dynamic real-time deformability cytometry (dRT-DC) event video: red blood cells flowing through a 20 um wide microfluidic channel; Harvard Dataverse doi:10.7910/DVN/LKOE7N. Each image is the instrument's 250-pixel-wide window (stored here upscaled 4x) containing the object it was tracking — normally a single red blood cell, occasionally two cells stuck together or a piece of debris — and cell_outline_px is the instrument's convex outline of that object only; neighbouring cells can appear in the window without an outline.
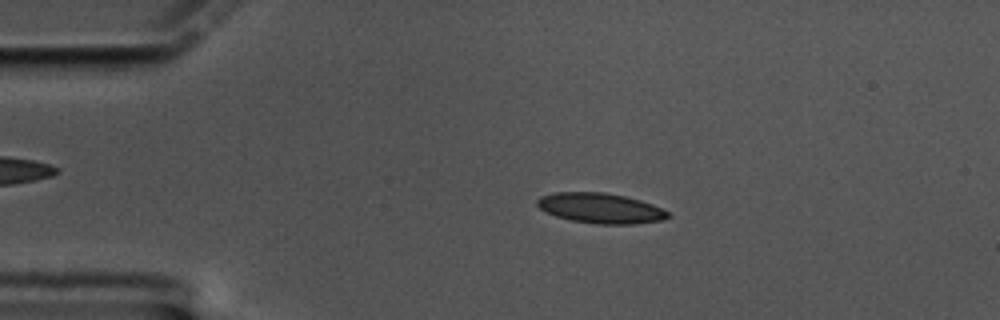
{"species": "common noctule bat (a hibernating species)", "species_latin": "Nyctalus noctula", "temperature_condition": "cold", "stored_images_in_passage": 58, "camera_frame_rate_fps": 3000, "um_per_image_px": 0.085, "animal": {"sex": "male", "body_mass_g": 17.5, "forearm_length_mm": 52.3}, "frame": {"image": 1, "passage_image": 11, "time_ms": 3.333, "image_size_px": [1000, 320], "cell_outline_px": [[672, 216], [664, 220], [632, 224], [596, 224], [572, 220], [556, 216], [540, 208], [536, 204], [536, 200], [540, 196], [556, 192], [604, 192], [624, 196], [640, 200], [652, 204], [668, 212]], "centroid_in_image_um": [51.05, 17.69], "position_along_channel_um": 33.9, "area_um2": 22.95}}
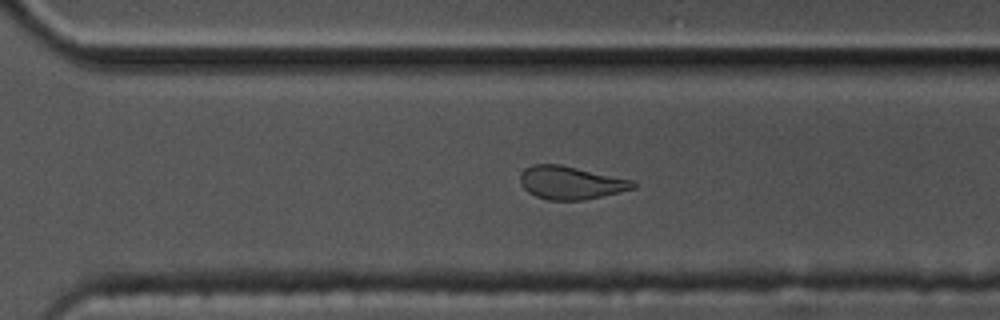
{"frame": {"image": 2, "passage_image": 40, "time_ms": 13.0, "image_size_px": [1000, 320], "cell_outline_px": [[636, 188], [620, 192], [584, 200], [548, 200], [536, 196], [528, 192], [520, 184], [520, 176], [524, 168], [532, 164], [560, 164], [632, 180], [636, 184]], "centroid_in_image_um": [48.49, 15.53], "position_along_channel_um": 322.1, "area_um2": 21.73}}
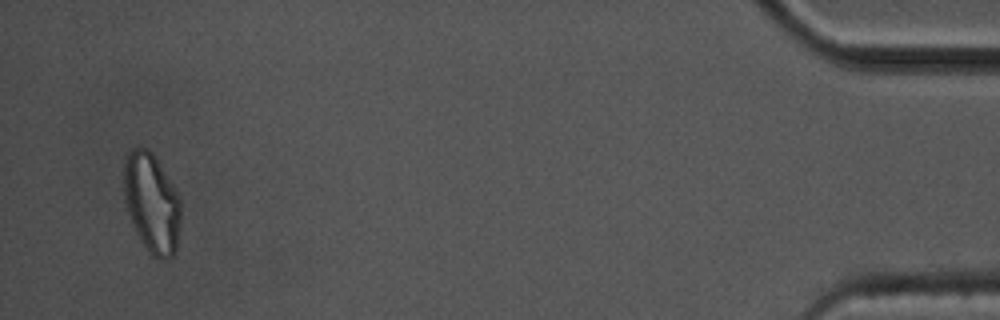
{"frame": {"image": 3, "passage_image": 56, "time_ms": 18.333, "image_size_px": [1000, 320], "cell_outline_px": [[180, 224], [176, 252], [168, 260], [160, 260], [152, 256], [148, 252], [140, 240], [136, 232], [128, 212], [124, 196], [124, 164], [128, 152], [132, 148], [148, 148], [180, 196]], "centroid_in_image_um": [12.91, 17.31], "position_along_channel_um": 422.3, "area_um2": 32.95}, "authors_computed_cell_mechanics": {"area_um2": 22.7154, "velocity_mm_per_s": 3.3966, "shape_relaxation_time_tau1_ms": null, "shape_relaxation_time_tau2_ms": 2.4913, "deformation_change_tau1": null, "deformation_change_tau2": 0.0978}}